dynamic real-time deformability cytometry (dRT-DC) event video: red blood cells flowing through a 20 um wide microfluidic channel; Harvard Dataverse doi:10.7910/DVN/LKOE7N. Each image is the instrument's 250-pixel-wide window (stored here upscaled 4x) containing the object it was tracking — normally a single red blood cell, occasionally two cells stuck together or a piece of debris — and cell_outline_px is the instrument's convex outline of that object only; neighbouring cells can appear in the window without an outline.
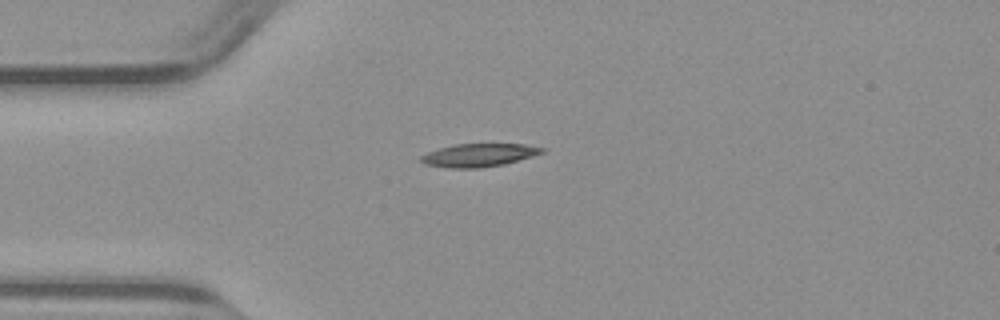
{"species": "common noctule bat (a hibernating species)", "species_latin": "Nyctalus noctula", "temperature_condition": "warm", "stored_images_in_passage": 32, "camera_frame_rate_fps": 3000, "um_per_image_px": 0.085, "animal": {"sex": "male", "body_mass_g": 23.1, "forearm_length_mm": 52.7}, "frame": {"image": 1, "passage_image": 1, "time_ms": 0.0, "image_size_px": [1000, 320], "cell_outline_px": [[544, 152], [532, 156], [504, 164], [480, 168], [448, 168], [424, 164], [420, 160], [420, 156], [428, 152], [440, 148], [456, 144], [524, 144], [544, 148]], "centroid_in_image_um": [40.68, 13.19], "position_along_channel_um": 44.3, "area_um2": 16.18}}
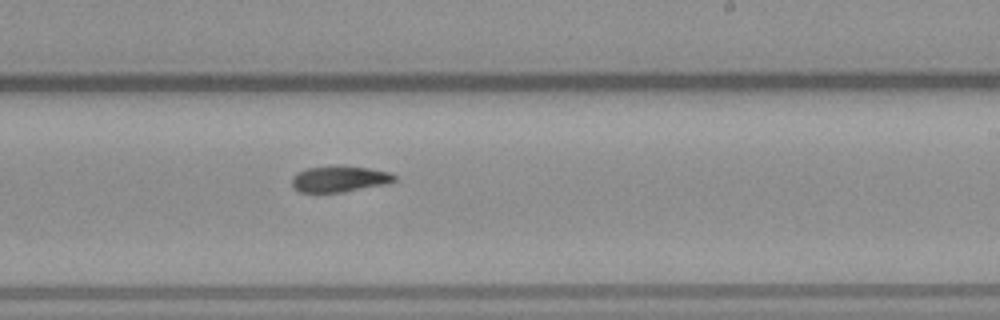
{"frame": {"image": 2, "passage_image": 18, "time_ms": 5.667, "image_size_px": [1000, 320], "cell_outline_px": [[396, 180], [388, 184], [344, 192], [300, 192], [292, 188], [292, 176], [296, 172], [308, 168], [368, 168], [388, 172], [396, 176]], "centroid_in_image_um": [28.84, 15.26], "position_along_channel_um": 260.2, "area_um2": 15.09}}
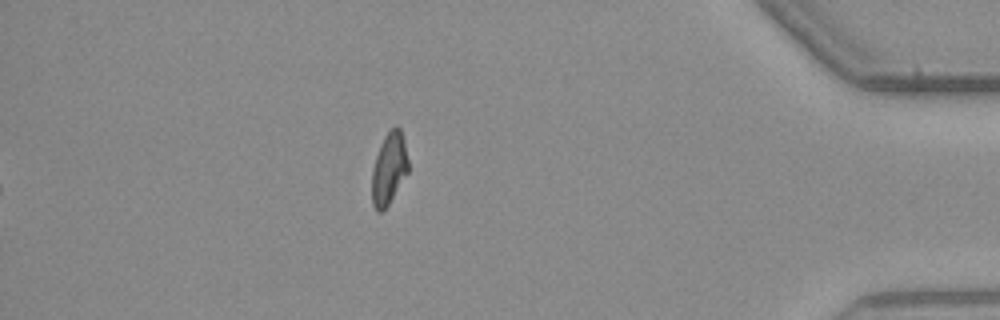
{"frame": {"image": 3, "passage_image": 32, "time_ms": 10.333, "image_size_px": [1000, 320], "cell_outline_px": [[408, 172], [388, 204], [380, 212], [376, 212], [372, 204], [372, 168], [380, 144], [384, 136], [396, 124], [400, 128], [404, 140], [408, 160]], "centroid_in_image_um": [33.05, 14.31], "position_along_channel_um": 402.1, "area_um2": 15.14}}